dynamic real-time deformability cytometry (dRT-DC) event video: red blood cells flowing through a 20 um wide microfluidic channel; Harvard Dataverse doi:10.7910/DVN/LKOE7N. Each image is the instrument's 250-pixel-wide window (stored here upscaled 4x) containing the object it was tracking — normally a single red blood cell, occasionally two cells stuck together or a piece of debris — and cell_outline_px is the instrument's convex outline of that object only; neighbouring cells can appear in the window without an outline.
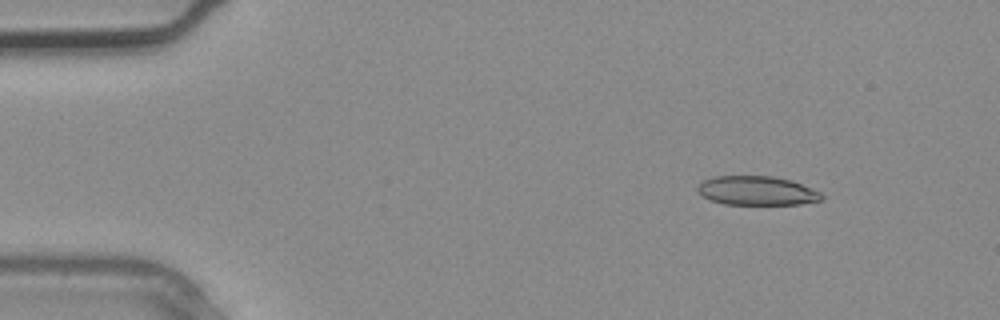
{"species": "common noctule bat (a hibernating species)", "species_latin": "Nyctalus noctula", "temperature_condition": "warm", "stored_images_in_passage": 3, "camera_frame_rate_fps": 3000, "um_per_image_px": 0.085, "animal": {"sex": "male", "body_mass_g": 20.4}, "frame": {"image": 1, "passage_image": 2, "time_ms": 0.333, "image_size_px": [1000, 320], "cell_outline_px": [[824, 200], [800, 204], [724, 204], [712, 200], [704, 196], [696, 188], [704, 180], [712, 176], [772, 176], [788, 180], [812, 188], [820, 192], [824, 196]], "centroid_in_image_um": [64.36, 16.21], "position_along_channel_um": 20.6, "area_um2": 20.81}}